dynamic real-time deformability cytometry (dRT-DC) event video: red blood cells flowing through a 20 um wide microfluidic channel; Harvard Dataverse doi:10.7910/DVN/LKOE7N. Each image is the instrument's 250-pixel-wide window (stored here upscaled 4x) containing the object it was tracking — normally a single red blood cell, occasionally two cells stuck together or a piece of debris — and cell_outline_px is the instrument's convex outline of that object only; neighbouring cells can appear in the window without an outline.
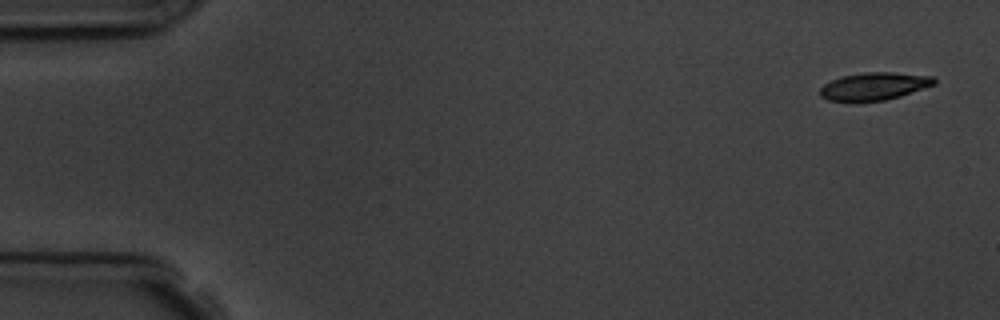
{"species": "common noctule bat (a hibernating species)", "species_latin": "Nyctalus noctula", "temperature_condition": "room temperature", "stored_images_in_passage": 5, "camera_frame_rate_fps": 3000, "um_per_image_px": 0.085, "animal": {"sex": "male", "body_mass_g": 19.5, "forearm_length_mm": 54.6}, "frame": {"image": 1, "passage_image": 1, "time_ms": 0.0, "image_size_px": [1000, 320], "cell_outline_px": [[936, 84], [900, 96], [884, 100], [828, 100], [820, 96], [820, 88], [824, 84], [832, 80], [844, 76], [864, 72], [892, 72], [936, 76]], "centroid_in_image_um": [74.36, 7.31], "position_along_channel_um": 10.6, "area_um2": 18.09}}
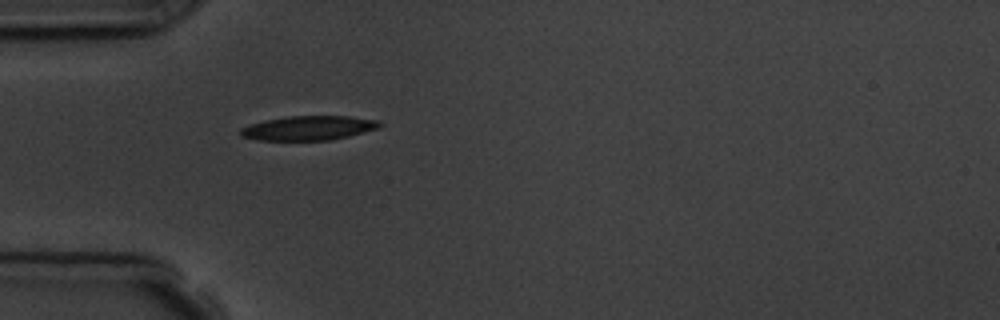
{"frame": {"image": 2, "passage_image": 5, "time_ms": 4.667, "image_size_px": [1000, 320], "cell_outline_px": [[384, 124], [380, 128], [332, 140], [256, 140], [240, 136], [240, 128], [252, 124], [268, 120], [288, 116], [348, 116], [380, 120]], "centroid_in_image_um": [26.28, 10.88], "position_along_channel_um": 58.7, "area_um2": 19.77}}